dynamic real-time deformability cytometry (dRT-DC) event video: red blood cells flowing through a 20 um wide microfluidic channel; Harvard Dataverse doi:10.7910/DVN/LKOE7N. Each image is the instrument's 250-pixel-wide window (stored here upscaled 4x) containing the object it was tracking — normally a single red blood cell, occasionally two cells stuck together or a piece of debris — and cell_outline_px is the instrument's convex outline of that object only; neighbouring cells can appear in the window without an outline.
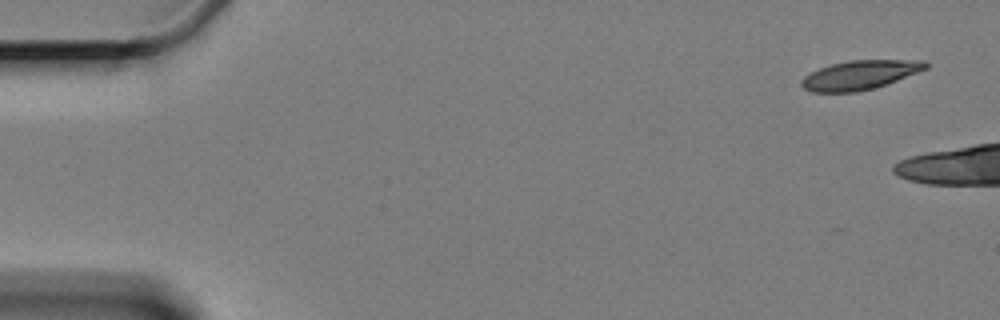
{"species": "Egyptian fruit bat (a non-hibernating species)", "species_latin": "Rousettus aegyptiacus", "temperature_condition": "cold", "stored_images_in_passage": 3, "camera_frame_rate_fps": 3000, "um_per_image_px": 0.085, "animal": {"sex": "female"}, "frame": {"image": 1, "passage_image": 1, "time_ms": 0.0, "image_size_px": [1000, 320], "cell_outline_px": [[928, 68], [896, 80], [872, 88], [856, 92], [812, 92], [804, 88], [800, 84], [800, 80], [804, 76], [820, 68], [832, 64], [848, 60], [924, 60], [928, 64]], "centroid_in_image_um": [73.06, 6.37], "position_along_channel_um": 11.9, "area_um2": 20.81}}